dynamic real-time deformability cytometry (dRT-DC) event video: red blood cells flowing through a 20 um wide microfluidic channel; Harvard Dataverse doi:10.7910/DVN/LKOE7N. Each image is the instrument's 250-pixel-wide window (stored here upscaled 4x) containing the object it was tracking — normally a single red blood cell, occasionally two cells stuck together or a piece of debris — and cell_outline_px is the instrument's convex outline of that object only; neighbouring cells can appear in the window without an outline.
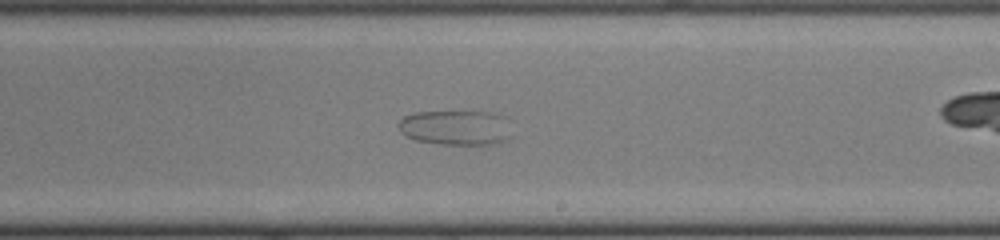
{"species": "common noctule bat (a hibernating species)", "species_latin": "Nyctalus noctula", "temperature_condition": "cold", "stored_images_in_passage": 48, "camera_frame_rate_fps": 3000, "um_per_image_px": 0.085, "animal": {"sex": "female", "body_mass_g": 22.0, "forearm_length_mm": 56.7}, "frame": {"image": 1, "passage_image": 28, "time_ms": 9.0, "image_size_px": [1000, 240], "cell_outline_px": [[512, 136], [504, 140], [492, 144], [440, 144], [416, 140], [404, 136], [400, 132], [400, 120], [404, 116], [416, 112], [488, 112], [508, 116]], "centroid_in_image_um": [38.79, 10.84], "position_along_channel_um": 250.2, "area_um2": 23.18}}